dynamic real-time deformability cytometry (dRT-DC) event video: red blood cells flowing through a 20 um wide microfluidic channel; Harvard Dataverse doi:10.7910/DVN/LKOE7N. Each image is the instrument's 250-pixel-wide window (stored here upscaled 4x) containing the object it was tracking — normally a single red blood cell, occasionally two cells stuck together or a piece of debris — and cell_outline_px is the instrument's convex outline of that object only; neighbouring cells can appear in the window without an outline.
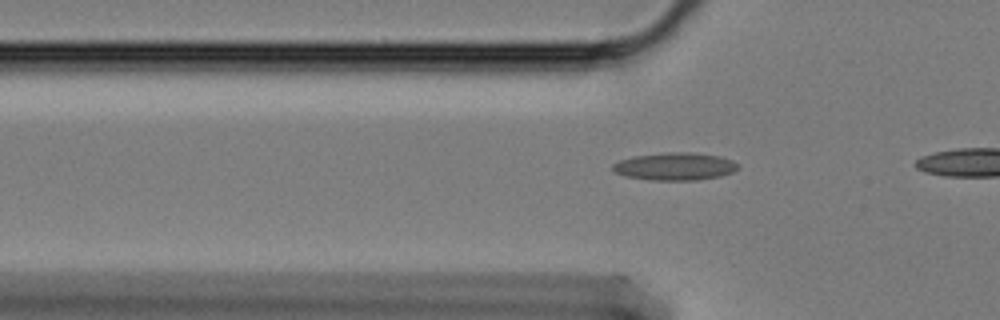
{"species": "Egyptian fruit bat (a non-hibernating species)", "species_latin": "Rousettus aegyptiacus", "temperature_condition": "cold", "stored_images_in_passage": 4, "camera_frame_rate_fps": 3000, "um_per_image_px": 0.085, "animal": {"sex": "female"}, "frame": {"image": 1, "passage_image": 4, "time_ms": 1.0, "image_size_px": [1000, 320], "cell_outline_px": [[740, 168], [732, 172], [720, 176], [696, 180], [652, 180], [628, 176], [616, 172], [612, 168], [612, 164], [620, 160], [632, 156], [668, 152], [692, 152], [720, 156], [732, 160], [740, 164]], "centroid_in_image_um": [57.41, 14.13], "position_along_channel_um": 68.4, "area_um2": 20.17}}